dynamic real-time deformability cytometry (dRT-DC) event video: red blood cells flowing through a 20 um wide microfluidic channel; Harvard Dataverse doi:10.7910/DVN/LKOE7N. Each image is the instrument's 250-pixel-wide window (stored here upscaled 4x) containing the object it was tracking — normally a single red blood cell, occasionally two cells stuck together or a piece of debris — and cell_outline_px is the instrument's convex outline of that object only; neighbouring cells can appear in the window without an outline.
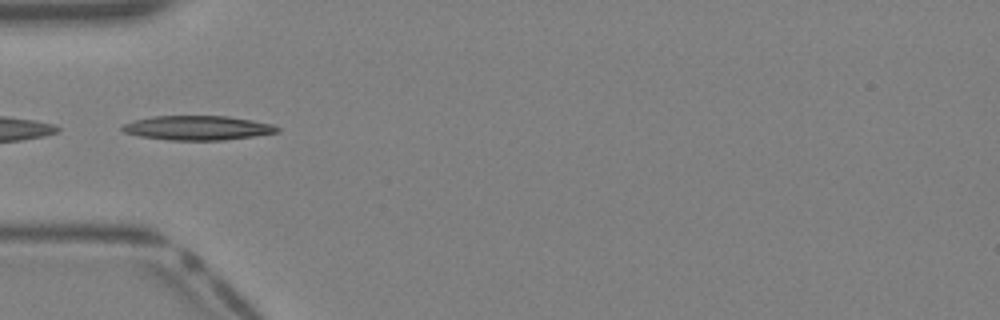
{"species": "Egyptian fruit bat (a non-hibernating species)", "species_latin": "Rousettus aegyptiacus", "temperature_condition": "warm", "stored_images_in_passage": 5, "camera_frame_rate_fps": 3000, "um_per_image_px": 0.085, "animal": {"sex": "female"}, "frame": {"image": 1, "passage_image": 1, "time_ms": 0.0, "image_size_px": [1000, 320], "cell_outline_px": [[280, 132], [256, 136], [224, 140], [168, 140], [140, 136], [124, 132], [120, 128], [124, 124], [132, 120], [152, 116], [228, 116], [252, 120], [272, 124], [280, 128]], "centroid_in_image_um": [16.8, 10.87], "position_along_channel_um": 68.2, "area_um2": 22.14}}
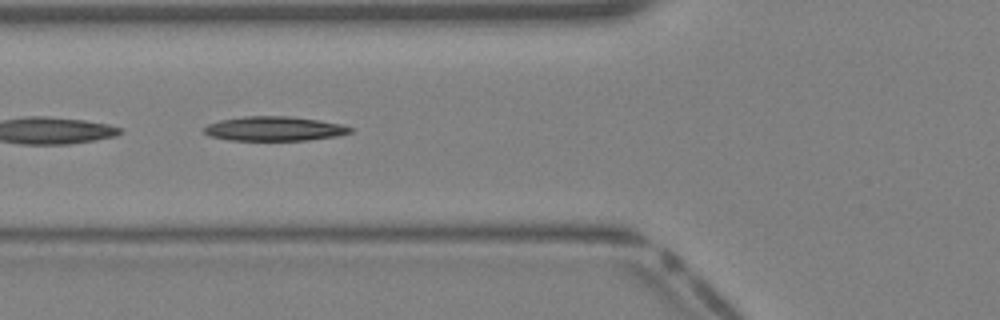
{"frame": {"image": 2, "passage_image": 3, "time_ms": 0.667, "image_size_px": [1000, 320], "cell_outline_px": [[352, 132], [336, 136], [308, 140], [228, 140], [208, 136], [204, 132], [204, 128], [208, 124], [220, 120], [244, 116], [292, 116], [320, 120], [344, 124], [352, 128]], "centroid_in_image_um": [23.33, 10.93], "position_along_channel_um": 102.5, "area_um2": 20.92}}